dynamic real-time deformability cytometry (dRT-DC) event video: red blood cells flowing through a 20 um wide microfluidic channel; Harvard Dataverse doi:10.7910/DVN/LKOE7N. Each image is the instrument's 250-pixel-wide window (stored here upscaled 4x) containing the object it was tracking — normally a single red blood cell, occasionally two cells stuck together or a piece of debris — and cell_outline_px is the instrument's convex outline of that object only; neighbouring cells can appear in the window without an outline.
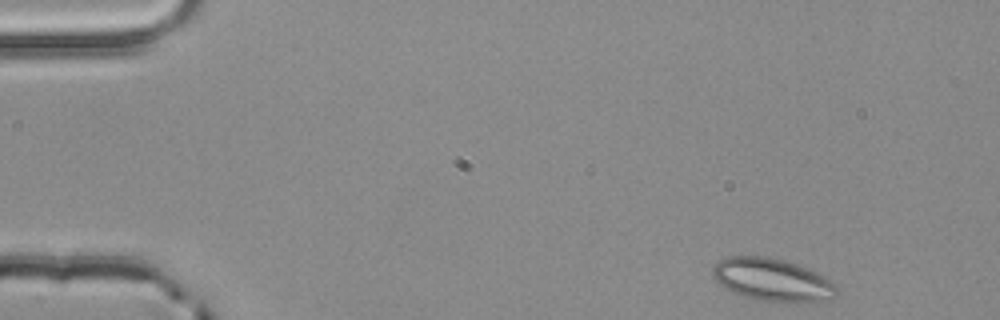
{"species": "common noctule bat (a hibernating species)", "species_latin": "Nyctalus noctula", "temperature_condition": "room temperature", "stored_images_in_passage": 4, "camera_frame_rate_fps": 3000, "um_per_image_px": 0.085, "animal": {"sex": "male", "body_mass_g": 20.4}, "frame": {"image": 1, "passage_image": 1, "time_ms": 0.0, "image_size_px": [1000, 320], "cell_outline_px": [[840, 292], [832, 300], [812, 304], [784, 304], [756, 300], [744, 296], [720, 284], [712, 276], [712, 268], [720, 260], [728, 256], [768, 256], [784, 260], [808, 268], [824, 276], [836, 284], [840, 288]], "centroid_in_image_um": [65.78, 23.84], "position_along_channel_um": 19.2, "area_um2": 31.91}}